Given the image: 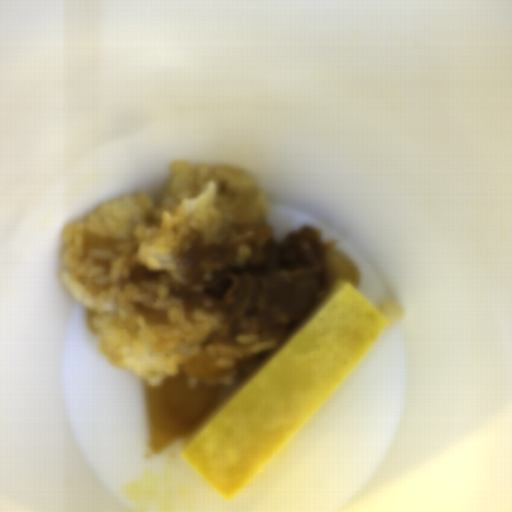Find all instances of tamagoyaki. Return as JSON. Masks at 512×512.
Wrapping results in <instances>:
<instances>
[{
  "mask_svg": "<svg viewBox=\"0 0 512 512\" xmlns=\"http://www.w3.org/2000/svg\"><path fill=\"white\" fill-rule=\"evenodd\" d=\"M343 278L181 442L178 455L233 500L388 330Z\"/></svg>",
  "mask_w": 512,
  "mask_h": 512,
  "instance_id": "tamagoyaki-1",
  "label": "tamagoyaki"
}]
</instances>
